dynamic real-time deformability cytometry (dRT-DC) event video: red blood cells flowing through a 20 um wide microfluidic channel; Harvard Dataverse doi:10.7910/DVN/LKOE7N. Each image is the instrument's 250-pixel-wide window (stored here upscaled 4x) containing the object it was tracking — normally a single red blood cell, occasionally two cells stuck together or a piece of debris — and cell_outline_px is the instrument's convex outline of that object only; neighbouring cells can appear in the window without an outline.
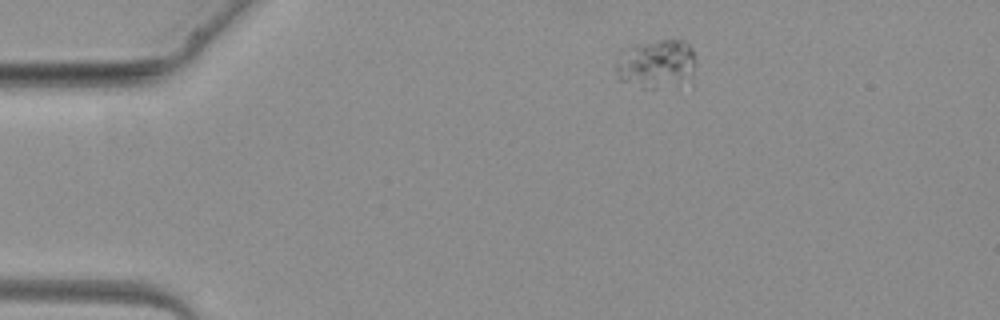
{"species": "common noctule bat (a hibernating species)", "species_latin": "Nyctalus noctula", "temperature_condition": "warm", "stored_images_in_passage": 2, "camera_frame_rate_fps": 3000, "um_per_image_px": 0.085, "animal": {"sex": "female", "body_mass_g": 19.3, "forearm_length_mm": 54.1}, "frame": {"image": 1, "passage_image": 1, "time_ms": 0.0, "image_size_px": [1000, 320], "cell_outline_px": [[696, 60], [692, 76], [656, 88], [644, 88], [620, 80], [616, 76], [616, 60], [620, 52], [644, 44], [660, 40], [684, 40], [692, 48], [696, 56]], "centroid_in_image_um": [55.78, 5.41], "position_along_channel_um": 29.2, "area_um2": 21.96}}